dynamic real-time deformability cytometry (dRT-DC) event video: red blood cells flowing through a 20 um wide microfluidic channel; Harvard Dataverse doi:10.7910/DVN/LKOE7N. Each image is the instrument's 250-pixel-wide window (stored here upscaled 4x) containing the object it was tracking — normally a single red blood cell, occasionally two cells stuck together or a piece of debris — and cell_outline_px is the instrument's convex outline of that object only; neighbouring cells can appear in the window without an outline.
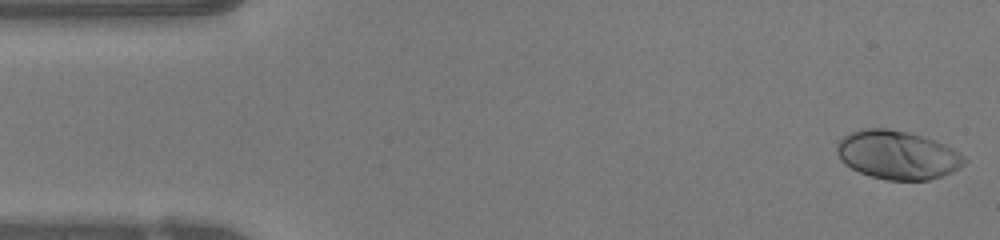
{"species": "human", "species_latin": "Homo sapiens", "temperature_condition": "warm", "stored_images_in_passage": 49, "camera_frame_rate_fps": 3000, "um_per_image_px": 0.085, "donor": {"sex": "female"}, "frame": {"image": 1, "passage_image": 1, "time_ms": 0.0, "image_size_px": [1000, 240], "cell_outline_px": [[968, 160], [960, 168], [952, 172], [928, 180], [888, 180], [872, 176], [860, 172], [844, 164], [840, 160], [836, 152], [836, 144], [844, 136], [852, 132], [864, 128], [888, 128], [924, 136], [944, 144], [952, 148], [964, 156]], "centroid_in_image_um": [76.28, 13.17], "position_along_channel_um": 8.7, "area_um2": 36.07}}
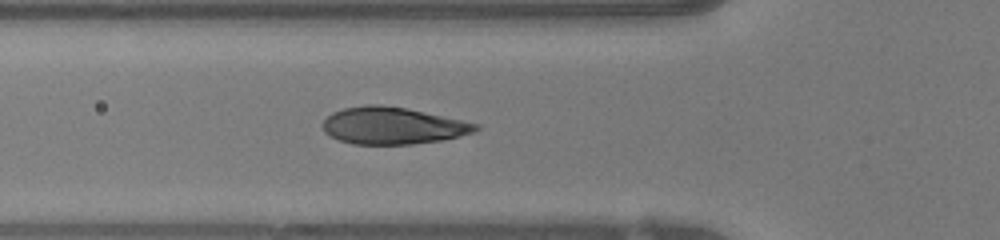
{"frame": {"image": 2, "passage_image": 16, "time_ms": 5.0, "image_size_px": [1000, 240], "cell_outline_px": [[480, 128], [472, 132], [440, 140], [412, 144], [352, 144], [340, 140], [324, 132], [320, 124], [332, 112], [344, 108], [364, 104], [380, 104], [404, 108], [480, 124]], "centroid_in_image_um": [33.31, 10.68], "position_along_channel_um": 92.5, "area_um2": 32.66}}
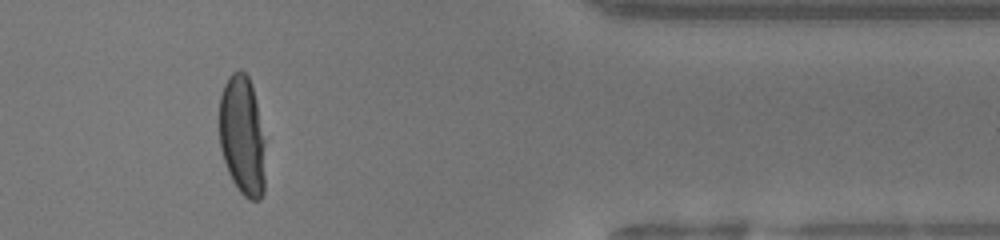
{"frame": {"image": 3, "passage_image": 40, "time_ms": 13.0, "image_size_px": [1000, 240], "cell_outline_px": [[264, 192], [260, 200], [248, 200], [240, 192], [232, 180], [228, 172], [220, 148], [220, 96], [224, 84], [228, 76], [232, 72], [240, 68], [248, 76], [252, 84], [256, 100], [264, 140]], "centroid_in_image_um": [20.59, 11.52], "position_along_channel_um": 390.8, "area_um2": 32.25}, "authors_computed_cell_mechanics": {"area_um2": 33.9286, "velocity_mm_per_s": 4.0986, "shape_relaxation_time_tau1_ms": 3.0031, "shape_relaxation_time_tau2_ms": null, "deformation_change_tau1": 0.2144, "deformation_change_tau2": null}}